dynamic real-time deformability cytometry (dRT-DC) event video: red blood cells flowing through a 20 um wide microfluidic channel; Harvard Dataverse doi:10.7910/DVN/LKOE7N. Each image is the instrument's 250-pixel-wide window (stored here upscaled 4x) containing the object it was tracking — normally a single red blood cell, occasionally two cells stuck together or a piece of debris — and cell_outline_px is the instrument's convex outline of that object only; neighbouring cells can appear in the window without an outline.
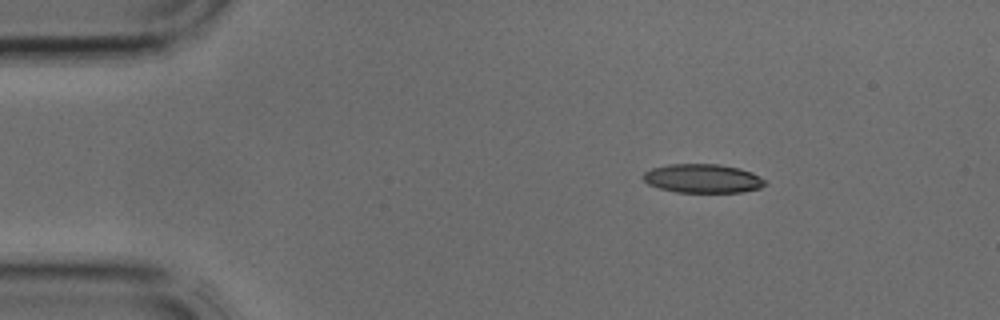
{"species": "common noctule bat (a hibernating species)", "species_latin": "Nyctalus noctula", "temperature_condition": "cold", "stored_images_in_passage": 3, "camera_frame_rate_fps": 3000, "um_per_image_px": 0.085, "animal": {"sex": "male", "body_mass_g": 17.9, "forearm_length_mm": 54.2}, "frame": {"image": 1, "passage_image": 1, "time_ms": 0.0, "image_size_px": [1000, 320], "cell_outline_px": [[768, 184], [760, 188], [744, 192], [676, 192], [660, 188], [648, 184], [640, 176], [644, 172], [652, 168], [668, 164], [720, 164], [740, 168], [752, 172], [768, 180]], "centroid_in_image_um": [59.77, 15.17], "position_along_channel_um": 25.2, "area_um2": 20.81}}